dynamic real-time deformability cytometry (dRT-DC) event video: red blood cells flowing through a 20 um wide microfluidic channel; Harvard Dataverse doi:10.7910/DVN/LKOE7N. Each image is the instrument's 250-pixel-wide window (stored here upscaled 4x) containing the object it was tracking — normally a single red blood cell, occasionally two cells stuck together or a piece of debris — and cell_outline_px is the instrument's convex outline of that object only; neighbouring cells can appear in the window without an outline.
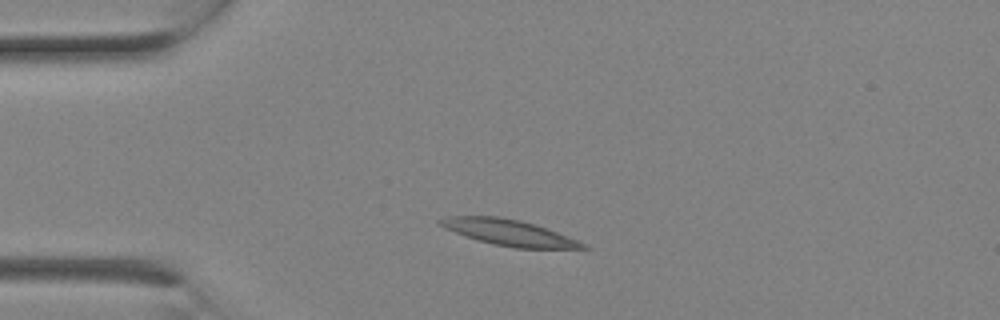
{"species": "Egyptian fruit bat (a non-hibernating species)", "species_latin": "Rousettus aegyptiacus", "temperature_condition": "room temperature", "stored_images_in_passage": 1, "camera_frame_rate_fps": 3000, "um_per_image_px": 0.085, "animal": {"sex": "female"}, "frame": {"image": 1, "passage_image": 1, "time_ms": 0.0, "image_size_px": [1000, 320], "cell_outline_px": [[592, 248], [516, 248], [496, 244], [480, 240], [444, 228], [436, 224], [436, 220], [448, 216], [500, 216], [520, 220], [536, 224], [548, 228], [580, 240], [588, 244]], "centroid_in_image_um": [43.32, 19.75], "position_along_channel_um": 41.7, "area_um2": 21.62}}